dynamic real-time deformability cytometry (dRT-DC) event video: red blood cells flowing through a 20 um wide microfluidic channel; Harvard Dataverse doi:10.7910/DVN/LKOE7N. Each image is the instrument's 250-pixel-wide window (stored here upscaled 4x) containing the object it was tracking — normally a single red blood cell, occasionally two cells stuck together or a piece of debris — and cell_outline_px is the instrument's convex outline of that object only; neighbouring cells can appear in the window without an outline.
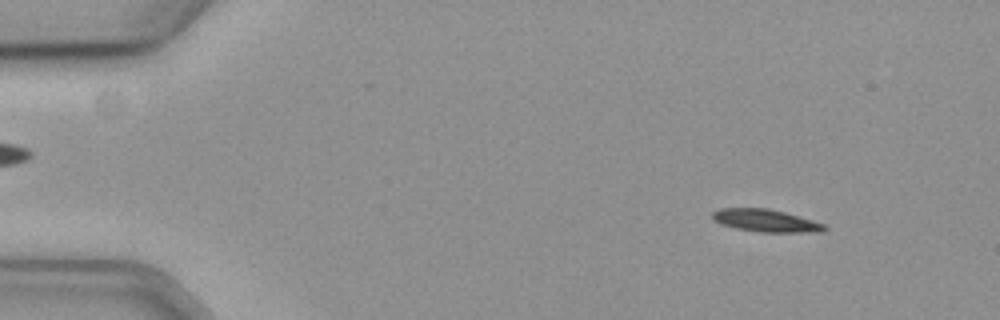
{"species": "common noctule bat (a hibernating species)", "species_latin": "Nyctalus noctula", "temperature_condition": "cold", "stored_images_in_passage": 58, "camera_frame_rate_fps": 3000, "um_per_image_px": 0.085, "animal": {"sex": "female", "body_mass_g": 19.3, "forearm_length_mm": 54.1}, "frame": {"image": 1, "passage_image": 7, "time_ms": 2.0, "image_size_px": [1000, 320], "cell_outline_px": [[828, 228], [824, 232], [760, 232], [736, 228], [720, 224], [712, 220], [712, 212], [720, 208], [768, 208], [784, 212], [812, 220], [824, 224]], "centroid_in_image_um": [65.07, 18.75], "position_along_channel_um": 19.9, "area_um2": 14.74}}
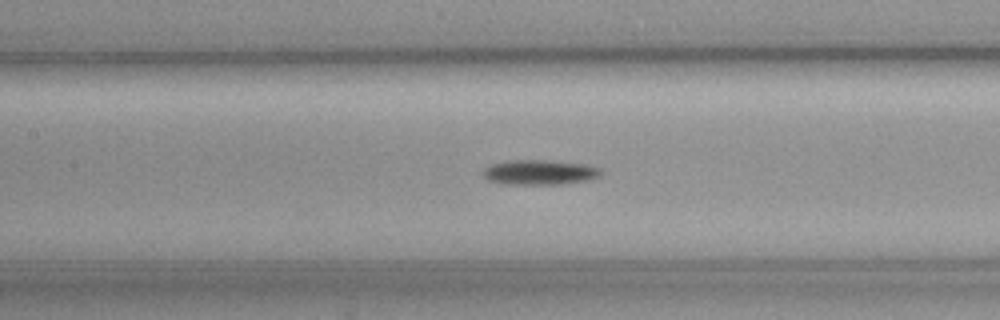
{"frame": {"image": 2, "passage_image": 27, "time_ms": 8.667, "image_size_px": [1000, 320], "cell_outline_px": [[604, 172], [600, 176], [588, 180], [564, 184], [504, 184], [488, 180], [480, 172], [484, 168], [492, 164], [504, 160], [552, 160], [588, 164], [600, 168]], "centroid_in_image_um": [45.89, 14.63], "position_along_channel_um": 161.5, "area_um2": 17.51}}
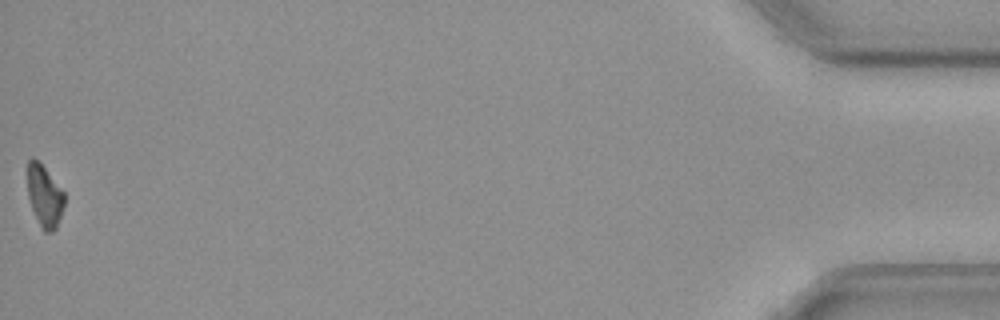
{"frame": {"image": 3, "passage_image": 58, "time_ms": 19.0, "image_size_px": [1000, 320], "cell_outline_px": [[64, 204], [56, 228], [52, 232], [44, 232], [32, 208], [28, 196], [28, 160], [32, 156], [44, 168], [64, 192]], "centroid_in_image_um": [3.78, 16.67], "position_along_channel_um": 431.4, "area_um2": 12.83}, "authors_computed_cell_mechanics": {"area_um2": 15.2881, "velocity_mm_per_s": 3.6137, "shape_relaxation_time_tau1_ms": 1.9761, "shape_relaxation_time_tau2_ms": null, "deformation_change_tau1": 0.095, "deformation_change_tau2": null}}